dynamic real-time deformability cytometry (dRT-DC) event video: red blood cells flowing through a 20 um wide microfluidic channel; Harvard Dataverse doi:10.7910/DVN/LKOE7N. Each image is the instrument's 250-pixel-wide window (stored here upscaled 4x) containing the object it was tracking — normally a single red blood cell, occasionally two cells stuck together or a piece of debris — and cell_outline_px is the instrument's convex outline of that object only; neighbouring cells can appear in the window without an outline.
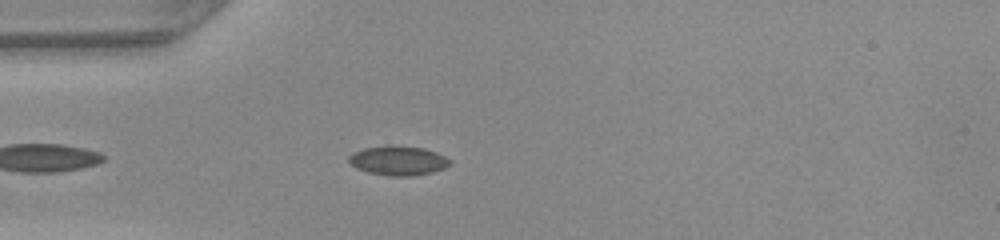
{"species": "common noctule bat (a hibernating species)", "species_latin": "Nyctalus noctula", "temperature_condition": "warm", "stored_images_in_passage": 39, "camera_frame_rate_fps": 3000, "um_per_image_px": 0.085, "animal": {"sex": "female", "body_mass_g": 22.0, "forearm_length_mm": 56.7}, "frame": {"image": 1, "passage_image": 5, "time_ms": 1.333, "image_size_px": [1000, 240], "cell_outline_px": [[452, 164], [444, 168], [432, 172], [412, 176], [388, 176], [368, 172], [356, 168], [348, 160], [348, 156], [364, 148], [424, 148], [436, 152], [452, 160]], "centroid_in_image_um": [33.9, 13.7], "position_along_channel_um": 51.1, "area_um2": 16.59}}
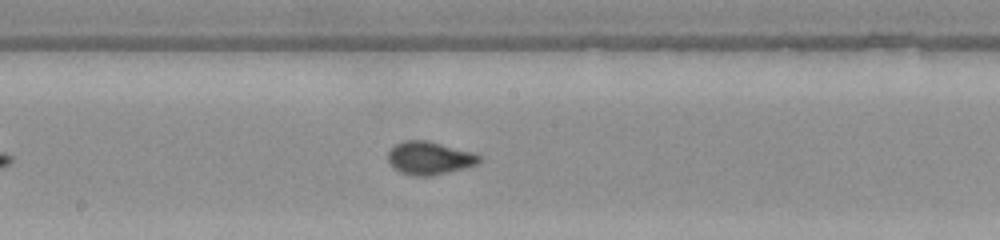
{"frame": {"image": 2, "passage_image": 17, "time_ms": 5.333, "image_size_px": [1000, 240], "cell_outline_px": [[480, 160], [476, 164], [464, 168], [432, 176], [412, 176], [400, 172], [392, 168], [388, 160], [388, 152], [396, 144], [404, 140], [428, 140], [472, 152], [480, 156]], "centroid_in_image_um": [36.46, 13.44], "position_along_channel_um": 211.7, "area_um2": 17.57}}
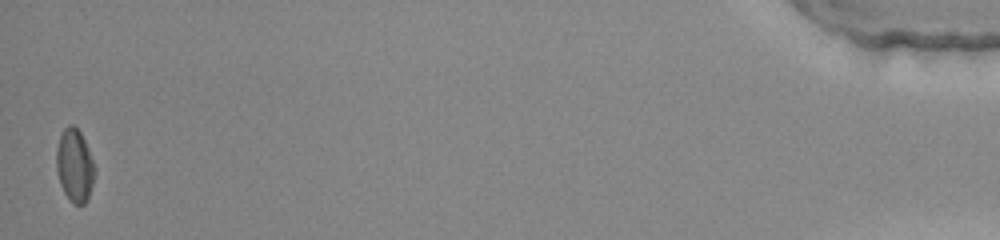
{"frame": {"image": 3, "passage_image": 39, "time_ms": 12.667, "image_size_px": [1000, 240], "cell_outline_px": [[96, 172], [88, 200], [84, 204], [72, 204], [68, 200], [60, 184], [56, 168], [56, 148], [60, 136], [64, 128], [68, 124], [72, 124], [80, 132], [88, 148], [96, 168]], "centroid_in_image_um": [6.35, 14.09], "position_along_channel_um": 428.9, "area_um2": 16.53}, "authors_computed_cell_mechanics": {"area_um2": 16.8198, "velocity_mm_per_s": 4.2539, "shape_relaxation_time_tau1_ms": 3.7061, "shape_relaxation_time_tau2_ms": null, "deformation_change_tau1": 0.1109, "deformation_change_tau2": null}}